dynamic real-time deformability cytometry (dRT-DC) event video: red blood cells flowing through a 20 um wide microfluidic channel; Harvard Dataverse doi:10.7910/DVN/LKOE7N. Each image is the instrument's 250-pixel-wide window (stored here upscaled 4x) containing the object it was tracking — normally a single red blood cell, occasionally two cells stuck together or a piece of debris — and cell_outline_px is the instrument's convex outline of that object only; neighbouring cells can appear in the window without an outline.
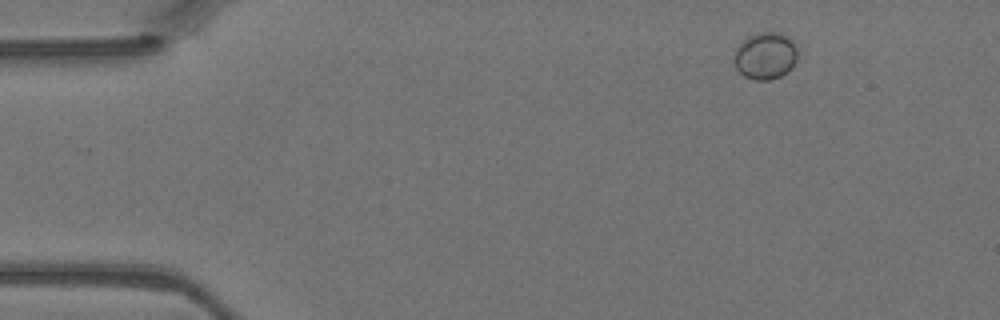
{"species": "Egyptian fruit bat (a non-hibernating species)", "species_latin": "Rousettus aegyptiacus", "temperature_condition": "warm", "stored_images_in_passage": 3, "camera_frame_rate_fps": 3000, "um_per_image_px": 0.085, "animal": {"sex": "female"}, "frame": {"image": 1, "passage_image": 1, "time_ms": 0.0, "image_size_px": [1000, 320], "cell_outline_px": [[796, 60], [792, 68], [788, 72], [780, 76], [768, 80], [756, 80], [744, 76], [736, 68], [736, 48], [748, 36], [760, 32], [780, 32], [788, 36], [792, 40], [796, 48]], "centroid_in_image_um": [65.09, 4.74], "position_along_channel_um": 19.9, "area_um2": 17.22}}